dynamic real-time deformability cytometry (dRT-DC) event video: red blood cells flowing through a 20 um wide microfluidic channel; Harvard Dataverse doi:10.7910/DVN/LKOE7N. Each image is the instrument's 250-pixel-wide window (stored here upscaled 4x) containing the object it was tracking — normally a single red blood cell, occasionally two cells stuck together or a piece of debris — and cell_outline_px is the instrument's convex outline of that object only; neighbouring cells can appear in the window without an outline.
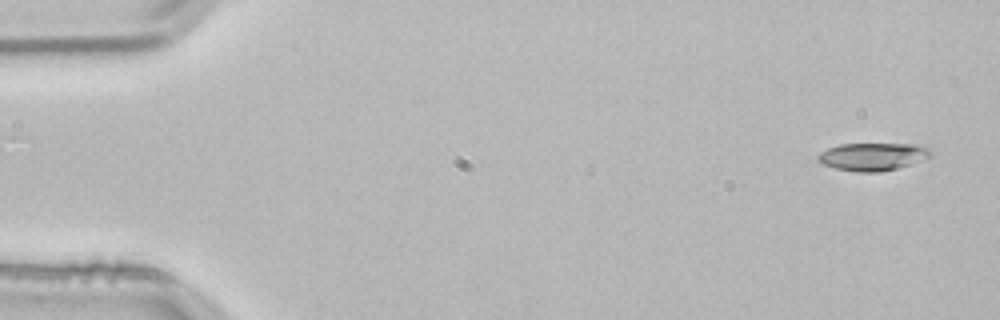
{"species": "common noctule bat (a hibernating species)", "species_latin": "Nyctalus noctula", "temperature_condition": "room temperature", "stored_images_in_passage": 4, "segment_of_instrument_passage": [1, 2], "camera_frame_rate_fps": 3000, "um_per_image_px": 0.085, "animal": {"sex": "male", "body_mass_g": 21.5, "forearm_length_mm": 52.0}, "frame": {"image": 1, "passage_image": 1, "time_ms": 0.0, "image_size_px": [1000, 320], "cell_outline_px": [[932, 156], [896, 168], [880, 172], [856, 172], [836, 168], [824, 164], [816, 160], [816, 156], [820, 152], [828, 148], [840, 144], [912, 144], [928, 148], [932, 152]], "centroid_in_image_um": [74.13, 13.31], "position_along_channel_um": 10.9, "area_um2": 18.03}}
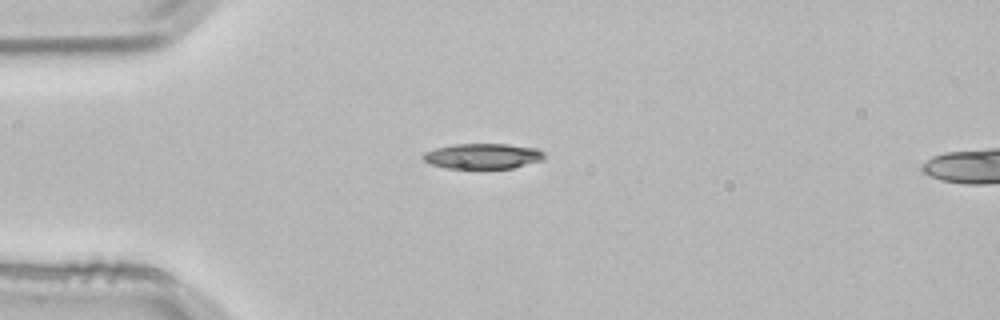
{"frame": {"image": 2, "passage_image": 3, "time_ms": 0.667, "image_size_px": [1000, 320], "cell_outline_px": [[544, 156], [540, 160], [512, 168], [444, 168], [428, 164], [420, 156], [424, 152], [436, 148], [452, 144], [508, 144], [536, 148], [544, 152]], "centroid_in_image_um": [40.96, 13.26], "position_along_channel_um": 44.0, "area_um2": 17.92}}